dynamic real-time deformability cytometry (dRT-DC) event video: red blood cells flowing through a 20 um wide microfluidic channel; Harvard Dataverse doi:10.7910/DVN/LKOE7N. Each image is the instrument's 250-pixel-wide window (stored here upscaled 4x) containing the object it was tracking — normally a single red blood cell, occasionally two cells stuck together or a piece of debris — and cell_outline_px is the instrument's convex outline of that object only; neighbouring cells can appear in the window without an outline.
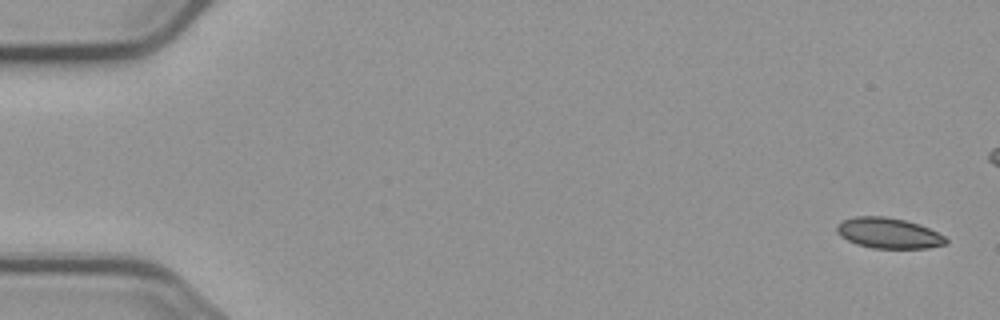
{"species": "common noctule bat (a hibernating species)", "species_latin": "Nyctalus noctula", "temperature_condition": "cold", "stored_images_in_passage": 6, "camera_frame_rate_fps": 3000, "um_per_image_px": 0.085, "animal": {"sex": "male", "body_mass_g": 23.1, "forearm_length_mm": 52.7}, "frame": {"image": 1, "passage_image": 1, "time_ms": 0.0, "image_size_px": [1000, 320], "cell_outline_px": [[948, 244], [928, 248], [872, 248], [856, 244], [840, 236], [836, 232], [836, 224], [844, 220], [856, 216], [884, 216], [904, 220], [928, 228], [944, 236], [948, 240]], "centroid_in_image_um": [75.5, 19.82], "position_along_channel_um": 9.5, "area_um2": 19.36}}